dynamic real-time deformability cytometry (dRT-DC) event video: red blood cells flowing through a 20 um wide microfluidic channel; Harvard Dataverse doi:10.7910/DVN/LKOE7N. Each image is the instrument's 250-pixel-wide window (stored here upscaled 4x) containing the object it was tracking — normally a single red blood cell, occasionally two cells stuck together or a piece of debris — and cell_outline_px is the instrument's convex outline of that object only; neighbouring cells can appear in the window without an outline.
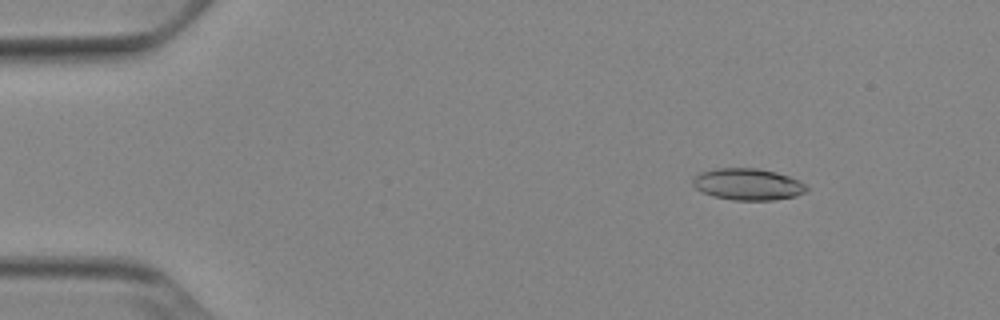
{"species": "Egyptian fruit bat (a non-hibernating species)", "species_latin": "Rousettus aegyptiacus", "temperature_condition": "cold", "stored_images_in_passage": 52, "camera_frame_rate_fps": 3000, "um_per_image_px": 0.085, "animal": {"sex": "female"}, "frame": {"image": 1, "passage_image": 7, "time_ms": 2.0, "image_size_px": [1000, 320], "cell_outline_px": [[808, 188], [804, 192], [796, 196], [772, 200], [732, 200], [712, 196], [696, 188], [692, 184], [692, 180], [700, 172], [716, 168], [756, 168], [776, 172], [800, 180]], "centroid_in_image_um": [63.56, 15.66], "position_along_channel_um": 21.4, "area_um2": 20.92}}
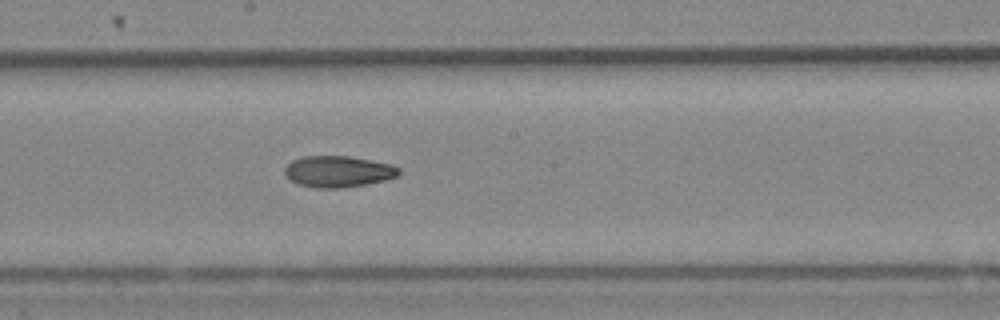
{"frame": {"image": 2, "passage_image": 29, "time_ms": 9.333, "image_size_px": [1000, 320], "cell_outline_px": [[400, 172], [396, 176], [384, 180], [368, 184], [340, 188], [316, 188], [300, 184], [292, 180], [284, 172], [284, 168], [292, 160], [304, 156], [348, 156], [392, 164], [400, 168]], "centroid_in_image_um": [28.76, 14.57], "position_along_channel_um": 219.4, "area_um2": 20.69}}
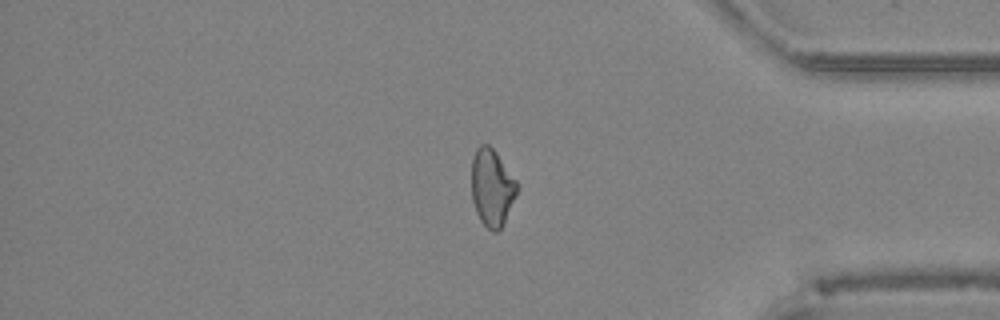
{"frame": {"image": 3, "passage_image": 44, "time_ms": 14.333, "image_size_px": [1000, 320], "cell_outline_px": [[516, 196], [500, 228], [496, 232], [492, 232], [480, 220], [476, 212], [472, 200], [472, 160], [476, 148], [480, 144], [488, 144], [496, 152], [516, 180]], "centroid_in_image_um": [41.79, 15.92], "position_along_channel_um": 393.4, "area_um2": 20.11}}